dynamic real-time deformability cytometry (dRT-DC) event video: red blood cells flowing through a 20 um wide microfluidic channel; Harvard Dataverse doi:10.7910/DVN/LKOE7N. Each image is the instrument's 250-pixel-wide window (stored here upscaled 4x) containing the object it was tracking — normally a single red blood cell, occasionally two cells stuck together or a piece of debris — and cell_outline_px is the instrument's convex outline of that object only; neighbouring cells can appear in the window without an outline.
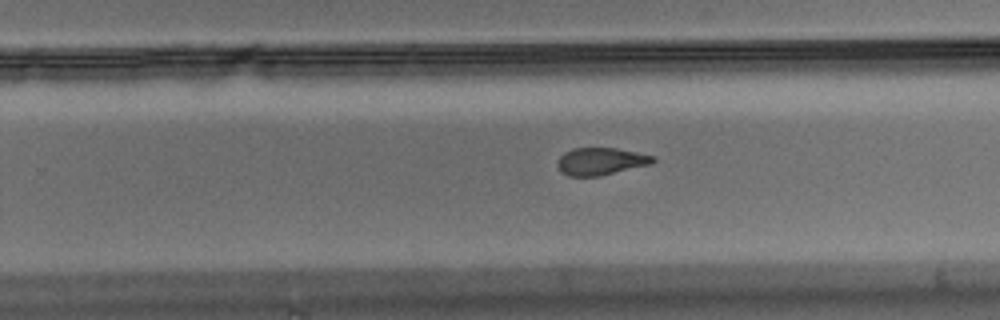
{"species": "Egyptian fruit bat (a non-hibernating species)", "species_latin": "Rousettus aegyptiacus", "temperature_condition": "warm", "stored_images_in_passage": 28, "camera_frame_rate_fps": 3000, "um_per_image_px": 0.085, "animal": {"sex": "male"}, "frame": {"image": 1, "passage_image": 20, "time_ms": 6.333, "image_size_px": [1000, 320], "cell_outline_px": [[656, 160], [652, 164], [600, 176], [568, 176], [560, 172], [556, 164], [560, 156], [564, 152], [572, 148], [616, 148], [656, 156]], "centroid_in_image_um": [51.06, 13.72], "position_along_channel_um": 278.7, "area_um2": 15.43}}